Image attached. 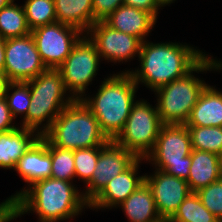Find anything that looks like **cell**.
I'll return each mask as SVG.
<instances>
[{
  "instance_id": "1",
  "label": "cell",
  "mask_w": 222,
  "mask_h": 222,
  "mask_svg": "<svg viewBox=\"0 0 222 222\" xmlns=\"http://www.w3.org/2000/svg\"><path fill=\"white\" fill-rule=\"evenodd\" d=\"M69 181L46 178L23 188L7 198L10 214L16 219L26 213H37L39 222L71 219L89 207L83 193Z\"/></svg>"
},
{
  "instance_id": "2",
  "label": "cell",
  "mask_w": 222,
  "mask_h": 222,
  "mask_svg": "<svg viewBox=\"0 0 222 222\" xmlns=\"http://www.w3.org/2000/svg\"><path fill=\"white\" fill-rule=\"evenodd\" d=\"M207 54L189 45L173 42L141 44L140 69L125 70L134 82L143 83L151 91L169 84L190 72Z\"/></svg>"
},
{
  "instance_id": "3",
  "label": "cell",
  "mask_w": 222,
  "mask_h": 222,
  "mask_svg": "<svg viewBox=\"0 0 222 222\" xmlns=\"http://www.w3.org/2000/svg\"><path fill=\"white\" fill-rule=\"evenodd\" d=\"M99 87L94 97L85 96L81 100L96 117L101 132L111 141L123 130L136 103L138 86L129 73L122 71L104 78Z\"/></svg>"
},
{
  "instance_id": "4",
  "label": "cell",
  "mask_w": 222,
  "mask_h": 222,
  "mask_svg": "<svg viewBox=\"0 0 222 222\" xmlns=\"http://www.w3.org/2000/svg\"><path fill=\"white\" fill-rule=\"evenodd\" d=\"M221 70L222 61L213 59L208 54L186 75L173 80L154 92L157 94V111L162 124H185L189 119L201 92L208 85L204 80L193 75L211 70Z\"/></svg>"
},
{
  "instance_id": "5",
  "label": "cell",
  "mask_w": 222,
  "mask_h": 222,
  "mask_svg": "<svg viewBox=\"0 0 222 222\" xmlns=\"http://www.w3.org/2000/svg\"><path fill=\"white\" fill-rule=\"evenodd\" d=\"M44 136L62 149L78 150L104 146L109 140L101 132L91 110L80 100H73L53 121Z\"/></svg>"
},
{
  "instance_id": "6",
  "label": "cell",
  "mask_w": 222,
  "mask_h": 222,
  "mask_svg": "<svg viewBox=\"0 0 222 222\" xmlns=\"http://www.w3.org/2000/svg\"><path fill=\"white\" fill-rule=\"evenodd\" d=\"M25 82L29 85L31 98L27 111V129L43 136L74 99L70 95L65 97L67 90L58 69L47 68L36 78Z\"/></svg>"
},
{
  "instance_id": "7",
  "label": "cell",
  "mask_w": 222,
  "mask_h": 222,
  "mask_svg": "<svg viewBox=\"0 0 222 222\" xmlns=\"http://www.w3.org/2000/svg\"><path fill=\"white\" fill-rule=\"evenodd\" d=\"M191 137L185 124H163L144 160L172 176L187 180L191 166Z\"/></svg>"
},
{
  "instance_id": "8",
  "label": "cell",
  "mask_w": 222,
  "mask_h": 222,
  "mask_svg": "<svg viewBox=\"0 0 222 222\" xmlns=\"http://www.w3.org/2000/svg\"><path fill=\"white\" fill-rule=\"evenodd\" d=\"M162 125L157 107L144 99L137 100L123 130L113 141L138 158H145L153 149Z\"/></svg>"
},
{
  "instance_id": "9",
  "label": "cell",
  "mask_w": 222,
  "mask_h": 222,
  "mask_svg": "<svg viewBox=\"0 0 222 222\" xmlns=\"http://www.w3.org/2000/svg\"><path fill=\"white\" fill-rule=\"evenodd\" d=\"M99 59L94 43L84 34L75 43L65 61L57 68L66 90L69 91L67 93H70L74 100H80L86 96L87 87L97 75Z\"/></svg>"
},
{
  "instance_id": "10",
  "label": "cell",
  "mask_w": 222,
  "mask_h": 222,
  "mask_svg": "<svg viewBox=\"0 0 222 222\" xmlns=\"http://www.w3.org/2000/svg\"><path fill=\"white\" fill-rule=\"evenodd\" d=\"M46 68L57 69L70 54L83 32L60 22L37 27L30 33Z\"/></svg>"
},
{
  "instance_id": "11",
  "label": "cell",
  "mask_w": 222,
  "mask_h": 222,
  "mask_svg": "<svg viewBox=\"0 0 222 222\" xmlns=\"http://www.w3.org/2000/svg\"><path fill=\"white\" fill-rule=\"evenodd\" d=\"M46 69L31 34L6 39L4 74L9 82L31 80Z\"/></svg>"
},
{
  "instance_id": "12",
  "label": "cell",
  "mask_w": 222,
  "mask_h": 222,
  "mask_svg": "<svg viewBox=\"0 0 222 222\" xmlns=\"http://www.w3.org/2000/svg\"><path fill=\"white\" fill-rule=\"evenodd\" d=\"M137 159L134 153L113 140L99 147V157L92 179L85 192L82 191L84 199L90 203L113 178L128 169Z\"/></svg>"
},
{
  "instance_id": "13",
  "label": "cell",
  "mask_w": 222,
  "mask_h": 222,
  "mask_svg": "<svg viewBox=\"0 0 222 222\" xmlns=\"http://www.w3.org/2000/svg\"><path fill=\"white\" fill-rule=\"evenodd\" d=\"M94 43L99 53L100 60H109L116 63L127 61L139 56L142 41L135 37L117 31L108 26L104 21L95 22L85 33Z\"/></svg>"
},
{
  "instance_id": "14",
  "label": "cell",
  "mask_w": 222,
  "mask_h": 222,
  "mask_svg": "<svg viewBox=\"0 0 222 222\" xmlns=\"http://www.w3.org/2000/svg\"><path fill=\"white\" fill-rule=\"evenodd\" d=\"M160 217L167 222L178 210L180 204L191 193L186 180L155 169L153 175H145Z\"/></svg>"
},
{
  "instance_id": "15",
  "label": "cell",
  "mask_w": 222,
  "mask_h": 222,
  "mask_svg": "<svg viewBox=\"0 0 222 222\" xmlns=\"http://www.w3.org/2000/svg\"><path fill=\"white\" fill-rule=\"evenodd\" d=\"M143 160L144 158H138L128 169L113 178L89 203V208H114L126 200L145 182V174L138 176L139 164Z\"/></svg>"
},
{
  "instance_id": "16",
  "label": "cell",
  "mask_w": 222,
  "mask_h": 222,
  "mask_svg": "<svg viewBox=\"0 0 222 222\" xmlns=\"http://www.w3.org/2000/svg\"><path fill=\"white\" fill-rule=\"evenodd\" d=\"M51 164L48 139L43 135L19 159L14 170L29 187L37 181L51 178Z\"/></svg>"
},
{
  "instance_id": "17",
  "label": "cell",
  "mask_w": 222,
  "mask_h": 222,
  "mask_svg": "<svg viewBox=\"0 0 222 222\" xmlns=\"http://www.w3.org/2000/svg\"><path fill=\"white\" fill-rule=\"evenodd\" d=\"M156 20L149 12L122 4L104 22L112 29L135 36L144 42Z\"/></svg>"
},
{
  "instance_id": "18",
  "label": "cell",
  "mask_w": 222,
  "mask_h": 222,
  "mask_svg": "<svg viewBox=\"0 0 222 222\" xmlns=\"http://www.w3.org/2000/svg\"><path fill=\"white\" fill-rule=\"evenodd\" d=\"M41 137L36 131L17 127L0 133V168L14 169L25 152Z\"/></svg>"
},
{
  "instance_id": "19",
  "label": "cell",
  "mask_w": 222,
  "mask_h": 222,
  "mask_svg": "<svg viewBox=\"0 0 222 222\" xmlns=\"http://www.w3.org/2000/svg\"><path fill=\"white\" fill-rule=\"evenodd\" d=\"M185 125L222 127V91L207 85L192 108Z\"/></svg>"
},
{
  "instance_id": "20",
  "label": "cell",
  "mask_w": 222,
  "mask_h": 222,
  "mask_svg": "<svg viewBox=\"0 0 222 222\" xmlns=\"http://www.w3.org/2000/svg\"><path fill=\"white\" fill-rule=\"evenodd\" d=\"M189 177L186 180L191 192L221 179L219 155L207 151L192 150Z\"/></svg>"
},
{
  "instance_id": "21",
  "label": "cell",
  "mask_w": 222,
  "mask_h": 222,
  "mask_svg": "<svg viewBox=\"0 0 222 222\" xmlns=\"http://www.w3.org/2000/svg\"><path fill=\"white\" fill-rule=\"evenodd\" d=\"M118 207L123 209L130 222H165L157 211L153 194L146 182Z\"/></svg>"
},
{
  "instance_id": "22",
  "label": "cell",
  "mask_w": 222,
  "mask_h": 222,
  "mask_svg": "<svg viewBox=\"0 0 222 222\" xmlns=\"http://www.w3.org/2000/svg\"><path fill=\"white\" fill-rule=\"evenodd\" d=\"M57 22L78 28L84 34L94 24L92 0H54Z\"/></svg>"
},
{
  "instance_id": "23",
  "label": "cell",
  "mask_w": 222,
  "mask_h": 222,
  "mask_svg": "<svg viewBox=\"0 0 222 222\" xmlns=\"http://www.w3.org/2000/svg\"><path fill=\"white\" fill-rule=\"evenodd\" d=\"M31 33L23 6L12 0L0 9V36L4 39L25 36Z\"/></svg>"
},
{
  "instance_id": "24",
  "label": "cell",
  "mask_w": 222,
  "mask_h": 222,
  "mask_svg": "<svg viewBox=\"0 0 222 222\" xmlns=\"http://www.w3.org/2000/svg\"><path fill=\"white\" fill-rule=\"evenodd\" d=\"M167 222H220L202 203L196 192H191Z\"/></svg>"
},
{
  "instance_id": "25",
  "label": "cell",
  "mask_w": 222,
  "mask_h": 222,
  "mask_svg": "<svg viewBox=\"0 0 222 222\" xmlns=\"http://www.w3.org/2000/svg\"><path fill=\"white\" fill-rule=\"evenodd\" d=\"M192 150L222 153V127L187 126Z\"/></svg>"
},
{
  "instance_id": "26",
  "label": "cell",
  "mask_w": 222,
  "mask_h": 222,
  "mask_svg": "<svg viewBox=\"0 0 222 222\" xmlns=\"http://www.w3.org/2000/svg\"><path fill=\"white\" fill-rule=\"evenodd\" d=\"M10 90H13V92ZM4 98L8 103L13 118L15 119L21 114L23 116L21 127L27 128V111L31 102L29 85L22 81L8 82Z\"/></svg>"
},
{
  "instance_id": "27",
  "label": "cell",
  "mask_w": 222,
  "mask_h": 222,
  "mask_svg": "<svg viewBox=\"0 0 222 222\" xmlns=\"http://www.w3.org/2000/svg\"><path fill=\"white\" fill-rule=\"evenodd\" d=\"M48 152L51 155V178L73 183L75 178L74 151L54 146L48 140Z\"/></svg>"
},
{
  "instance_id": "28",
  "label": "cell",
  "mask_w": 222,
  "mask_h": 222,
  "mask_svg": "<svg viewBox=\"0 0 222 222\" xmlns=\"http://www.w3.org/2000/svg\"><path fill=\"white\" fill-rule=\"evenodd\" d=\"M23 8L30 30L57 22L54 0H26Z\"/></svg>"
},
{
  "instance_id": "29",
  "label": "cell",
  "mask_w": 222,
  "mask_h": 222,
  "mask_svg": "<svg viewBox=\"0 0 222 222\" xmlns=\"http://www.w3.org/2000/svg\"><path fill=\"white\" fill-rule=\"evenodd\" d=\"M99 157V147L74 150L75 177L86 185L91 181Z\"/></svg>"
},
{
  "instance_id": "30",
  "label": "cell",
  "mask_w": 222,
  "mask_h": 222,
  "mask_svg": "<svg viewBox=\"0 0 222 222\" xmlns=\"http://www.w3.org/2000/svg\"><path fill=\"white\" fill-rule=\"evenodd\" d=\"M201 203L222 222V179L196 192Z\"/></svg>"
},
{
  "instance_id": "31",
  "label": "cell",
  "mask_w": 222,
  "mask_h": 222,
  "mask_svg": "<svg viewBox=\"0 0 222 222\" xmlns=\"http://www.w3.org/2000/svg\"><path fill=\"white\" fill-rule=\"evenodd\" d=\"M122 4L123 0H92L94 23L104 21Z\"/></svg>"
},
{
  "instance_id": "32",
  "label": "cell",
  "mask_w": 222,
  "mask_h": 222,
  "mask_svg": "<svg viewBox=\"0 0 222 222\" xmlns=\"http://www.w3.org/2000/svg\"><path fill=\"white\" fill-rule=\"evenodd\" d=\"M5 98L0 99V133L17 128ZM13 124V125H12Z\"/></svg>"
},
{
  "instance_id": "33",
  "label": "cell",
  "mask_w": 222,
  "mask_h": 222,
  "mask_svg": "<svg viewBox=\"0 0 222 222\" xmlns=\"http://www.w3.org/2000/svg\"><path fill=\"white\" fill-rule=\"evenodd\" d=\"M123 3L125 5L149 12L153 14L156 18L159 13L158 11L161 8L156 0H123Z\"/></svg>"
},
{
  "instance_id": "34",
  "label": "cell",
  "mask_w": 222,
  "mask_h": 222,
  "mask_svg": "<svg viewBox=\"0 0 222 222\" xmlns=\"http://www.w3.org/2000/svg\"><path fill=\"white\" fill-rule=\"evenodd\" d=\"M10 215V205L4 200L0 203V222L5 221Z\"/></svg>"
},
{
  "instance_id": "35",
  "label": "cell",
  "mask_w": 222,
  "mask_h": 222,
  "mask_svg": "<svg viewBox=\"0 0 222 222\" xmlns=\"http://www.w3.org/2000/svg\"><path fill=\"white\" fill-rule=\"evenodd\" d=\"M5 47L6 39L0 36V71L4 72L5 68Z\"/></svg>"
},
{
  "instance_id": "36",
  "label": "cell",
  "mask_w": 222,
  "mask_h": 222,
  "mask_svg": "<svg viewBox=\"0 0 222 222\" xmlns=\"http://www.w3.org/2000/svg\"><path fill=\"white\" fill-rule=\"evenodd\" d=\"M8 82L4 72L0 71V99L4 98Z\"/></svg>"
},
{
  "instance_id": "37",
  "label": "cell",
  "mask_w": 222,
  "mask_h": 222,
  "mask_svg": "<svg viewBox=\"0 0 222 222\" xmlns=\"http://www.w3.org/2000/svg\"><path fill=\"white\" fill-rule=\"evenodd\" d=\"M173 1L175 0H156V2L162 7L168 5V4H171L173 3Z\"/></svg>"
},
{
  "instance_id": "38",
  "label": "cell",
  "mask_w": 222,
  "mask_h": 222,
  "mask_svg": "<svg viewBox=\"0 0 222 222\" xmlns=\"http://www.w3.org/2000/svg\"><path fill=\"white\" fill-rule=\"evenodd\" d=\"M12 0H0V9L8 5Z\"/></svg>"
},
{
  "instance_id": "39",
  "label": "cell",
  "mask_w": 222,
  "mask_h": 222,
  "mask_svg": "<svg viewBox=\"0 0 222 222\" xmlns=\"http://www.w3.org/2000/svg\"><path fill=\"white\" fill-rule=\"evenodd\" d=\"M220 176L222 179V153L219 155Z\"/></svg>"
}]
</instances>
